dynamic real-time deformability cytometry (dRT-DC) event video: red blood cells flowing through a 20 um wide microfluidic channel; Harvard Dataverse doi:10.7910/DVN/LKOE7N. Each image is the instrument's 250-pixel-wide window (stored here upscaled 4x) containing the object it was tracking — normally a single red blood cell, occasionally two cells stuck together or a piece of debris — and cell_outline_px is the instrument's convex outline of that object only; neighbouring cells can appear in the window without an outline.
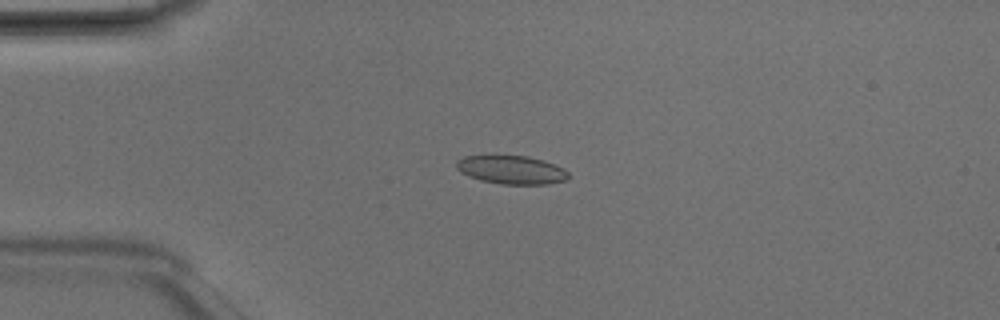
{"species": "Egyptian fruit bat (a non-hibernating species)", "species_latin": "Rousettus aegyptiacus", "temperature_condition": "room temperature", "stored_images_in_passage": 6, "camera_frame_rate_fps": 3000, "um_per_image_px": 0.085, "animal": {"sex": "male"}, "frame": {"image": 1, "passage_image": 3, "time_ms": 0.667, "image_size_px": [1000, 320], "cell_outline_px": [[568, 176], [564, 180], [548, 184], [500, 184], [480, 180], [468, 176], [460, 172], [456, 168], [456, 160], [464, 156], [492, 152], [496, 152], [528, 156], [544, 160], [564, 168], [568, 172]], "centroid_in_image_um": [43.38, 14.37], "position_along_channel_um": 41.6, "area_um2": 19.54}}